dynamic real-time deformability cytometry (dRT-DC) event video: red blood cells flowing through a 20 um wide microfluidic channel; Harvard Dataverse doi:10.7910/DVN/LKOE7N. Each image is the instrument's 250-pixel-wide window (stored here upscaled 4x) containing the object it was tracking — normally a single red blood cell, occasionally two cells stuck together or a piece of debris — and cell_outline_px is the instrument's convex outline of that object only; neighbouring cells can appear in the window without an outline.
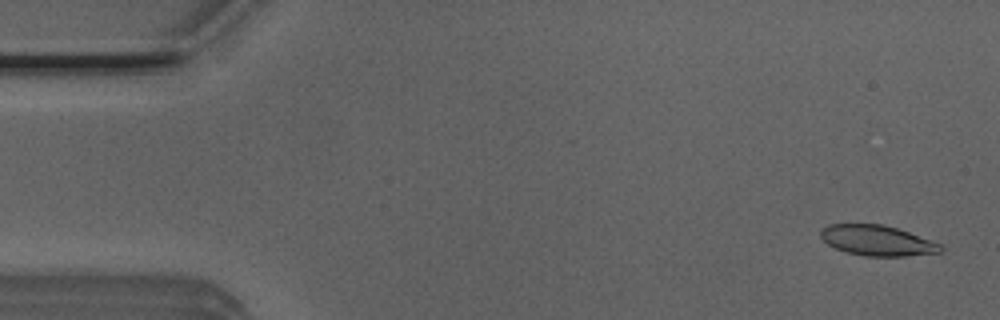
{"species": "Egyptian fruit bat (a non-hibernating species)", "species_latin": "Rousettus aegyptiacus", "temperature_condition": "room temperature", "stored_images_in_passage": 7, "camera_frame_rate_fps": 3000, "um_per_image_px": 0.085, "animal": {"sex": "male"}, "frame": {"image": 1, "passage_image": 2, "time_ms": 0.333, "image_size_px": [1000, 320], "cell_outline_px": [[944, 248], [940, 252], [904, 256], [864, 256], [848, 252], [836, 248], [828, 244], [820, 236], [820, 228], [828, 224], [884, 224], [932, 240], [940, 244]], "centroid_in_image_um": [74.55, 20.43], "position_along_channel_um": 10.5, "area_um2": 21.15}}